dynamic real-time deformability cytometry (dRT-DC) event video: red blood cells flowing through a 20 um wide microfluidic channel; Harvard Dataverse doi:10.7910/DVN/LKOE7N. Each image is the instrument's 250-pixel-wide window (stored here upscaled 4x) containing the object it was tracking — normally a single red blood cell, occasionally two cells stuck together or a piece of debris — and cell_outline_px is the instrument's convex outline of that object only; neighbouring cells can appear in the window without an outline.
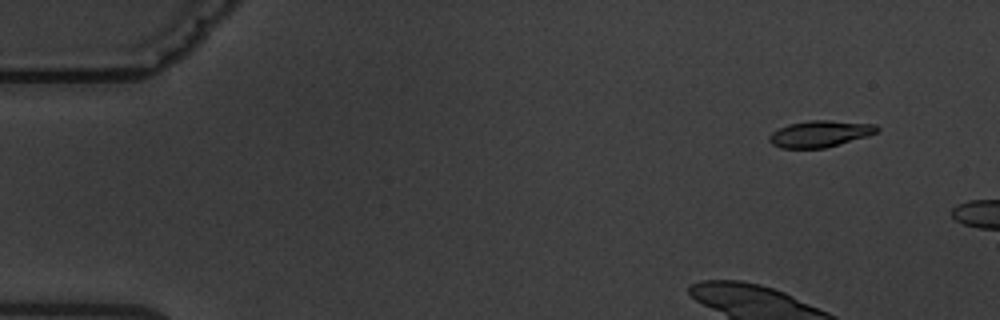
{"species": "common noctule bat (a hibernating species)", "species_latin": "Nyctalus noctula", "temperature_condition": "warm", "stored_images_in_passage": 6, "camera_frame_rate_fps": 3000, "um_per_image_px": 0.085, "animal": {"sex": "male", "body_mass_g": 19.5, "forearm_length_mm": 54.6}, "frame": {"image": 1, "passage_image": 2, "time_ms": 1.333, "image_size_px": [1000, 320], "cell_outline_px": [[880, 128], [876, 132], [868, 136], [824, 148], [780, 148], [772, 144], [768, 140], [768, 136], [772, 132], [788, 124], [808, 120], [828, 120], [876, 124]], "centroid_in_image_um": [69.68, 11.37], "position_along_channel_um": 15.3, "area_um2": 16.65}}